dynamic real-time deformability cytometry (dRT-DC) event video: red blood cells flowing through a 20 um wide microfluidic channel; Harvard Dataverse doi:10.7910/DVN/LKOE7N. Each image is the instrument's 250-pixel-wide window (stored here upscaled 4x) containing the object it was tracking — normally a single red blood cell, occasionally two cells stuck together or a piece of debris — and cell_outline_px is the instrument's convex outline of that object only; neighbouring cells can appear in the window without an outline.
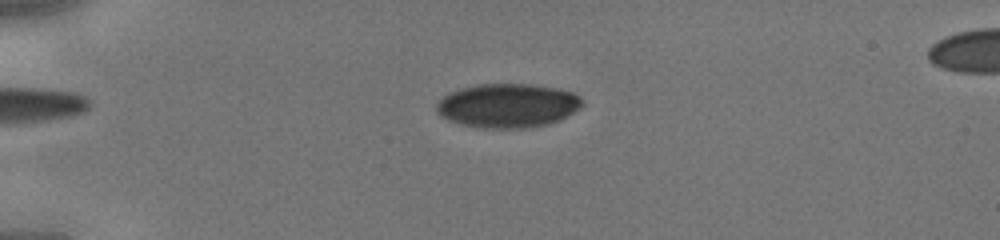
{"species": "human", "species_latin": "Homo sapiens", "temperature_condition": "cold", "stored_images_in_passage": 45, "camera_frame_rate_fps": 3000, "um_per_image_px": 0.085, "donor": {"sex": "male"}, "frame": {"image": 1, "passage_image": 12, "time_ms": 3.667, "image_size_px": [1000, 240], "cell_outline_px": [[584, 104], [580, 108], [560, 120], [548, 124], [524, 128], [480, 128], [448, 120], [440, 116], [436, 112], [436, 104], [448, 92], [460, 88], [476, 84], [528, 84], [556, 88], [572, 92], [580, 96], [584, 100]], "centroid_in_image_um": [43.16, 8.97], "position_along_channel_um": 41.8, "area_um2": 37.57}}
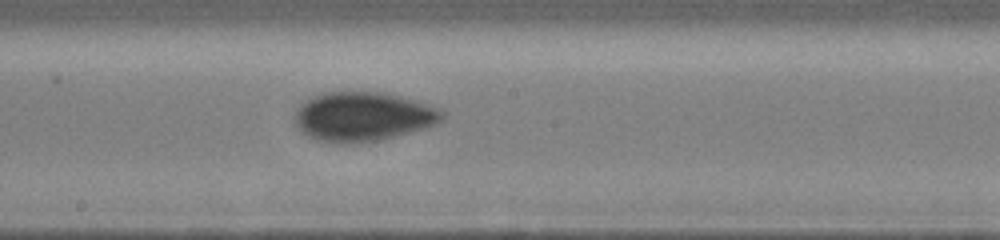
{"frame": {"image": 2, "passage_image": 26, "time_ms": 8.333, "image_size_px": [1000, 240], "cell_outline_px": [[444, 120], [424, 128], [380, 140], [348, 144], [344, 144], [316, 140], [300, 132], [292, 116], [296, 108], [300, 104], [312, 96], [324, 92], [384, 92], [416, 100], [440, 108], [444, 112]], "centroid_in_image_um": [30.81, 9.91], "position_along_channel_um": 217.4, "area_um2": 42.71}}
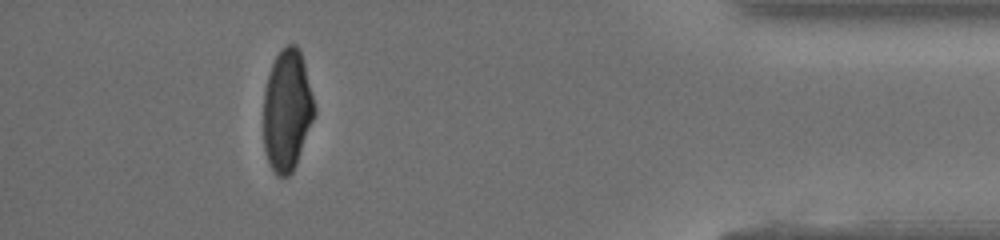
{"frame": {"image": 3, "passage_image": 41, "time_ms": 13.333, "image_size_px": [1000, 240], "cell_outline_px": [[316, 112], [296, 164], [292, 172], [288, 176], [280, 176], [272, 168], [268, 160], [264, 148], [264, 92], [268, 76], [272, 64], [280, 48], [288, 44], [296, 44], [300, 48], [316, 108]], "centroid_in_image_um": [24.41, 9.33], "position_along_channel_um": 410.8, "area_um2": 35.89}}